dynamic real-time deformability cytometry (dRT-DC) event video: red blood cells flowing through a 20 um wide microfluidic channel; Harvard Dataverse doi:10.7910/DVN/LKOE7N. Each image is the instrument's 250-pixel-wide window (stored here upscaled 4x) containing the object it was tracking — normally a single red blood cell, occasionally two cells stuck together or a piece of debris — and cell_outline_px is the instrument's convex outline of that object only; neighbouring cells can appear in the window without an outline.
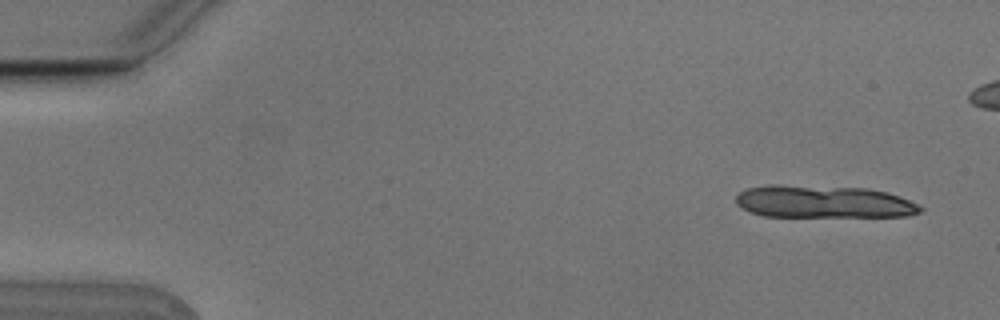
{"species": "Egyptian fruit bat (a non-hibernating species)", "species_latin": "Rousettus aegyptiacus", "temperature_condition": "cold", "stored_images_in_passage": 6, "camera_frame_rate_fps": 3000, "um_per_image_px": 0.085, "animal": {"sex": "male"}, "frame": {"image": 1, "passage_image": 1, "time_ms": 0.0, "image_size_px": [1000, 320], "cell_outline_px": [[924, 208], [920, 212], [908, 216], [764, 216], [752, 212], [736, 204], [736, 196], [740, 192], [748, 188], [868, 188], [888, 192], [900, 196]], "centroid_in_image_um": [70.13, 17.2], "position_along_channel_um": 14.9, "area_um2": 33.06}}